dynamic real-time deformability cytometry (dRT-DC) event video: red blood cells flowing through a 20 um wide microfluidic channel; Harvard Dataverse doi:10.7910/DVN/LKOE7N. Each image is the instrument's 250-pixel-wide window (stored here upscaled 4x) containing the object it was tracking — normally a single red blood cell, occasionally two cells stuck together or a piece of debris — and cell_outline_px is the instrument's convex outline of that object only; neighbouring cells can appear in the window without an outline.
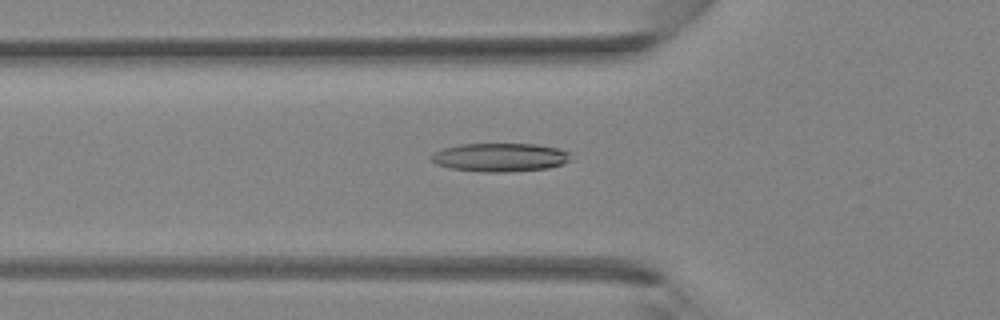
{"species": "Egyptian fruit bat (a non-hibernating species)", "species_latin": "Rousettus aegyptiacus", "temperature_condition": "room temperature", "stored_images_in_passage": 37, "camera_frame_rate_fps": 3000, "um_per_image_px": 0.085, "animal": {"sex": "female"}, "frame": {"image": 1, "passage_image": 13, "time_ms": 4.0, "image_size_px": [1000, 320], "cell_outline_px": [[572, 160], [564, 164], [548, 168], [508, 172], [484, 172], [452, 168], [436, 164], [428, 156], [432, 152], [444, 148], [460, 144], [536, 144], [556, 148], [568, 152]], "centroid_in_image_um": [42.49, 13.37], "position_along_channel_um": 83.3, "area_um2": 23.24}}
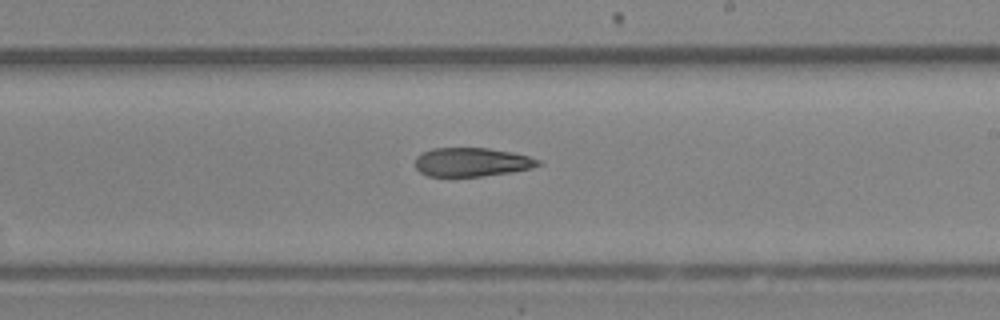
{"frame": {"image": 2, "passage_image": 22, "time_ms": 7.0, "image_size_px": [1000, 320], "cell_outline_px": [[540, 164], [532, 168], [512, 172], [480, 176], [428, 176], [420, 172], [416, 168], [416, 156], [420, 152], [432, 148], [488, 148], [512, 152], [528, 156], [540, 160]], "centroid_in_image_um": [40.08, 13.77], "position_along_channel_um": 248.9, "area_um2": 20.63}}
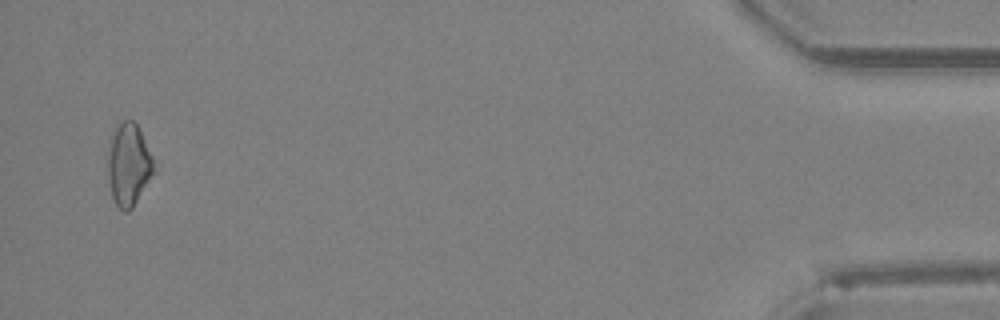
{"frame": {"image": 3, "passage_image": 36, "time_ms": 11.667, "image_size_px": [1000, 320], "cell_outline_px": [[152, 172], [132, 208], [128, 212], [124, 212], [116, 204], [112, 196], [108, 180], [108, 156], [112, 128], [124, 120], [132, 120], [136, 124], [152, 156]], "centroid_in_image_um": [10.87, 13.97], "position_along_channel_um": 424.3, "area_um2": 21.39}}